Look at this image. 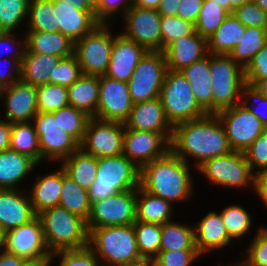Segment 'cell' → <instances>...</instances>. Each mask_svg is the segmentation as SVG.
<instances>
[{
  "mask_svg": "<svg viewBox=\"0 0 267 266\" xmlns=\"http://www.w3.org/2000/svg\"><path fill=\"white\" fill-rule=\"evenodd\" d=\"M170 146L171 151L186 163L187 156L193 157L197 167L206 160L233 151L216 114L175 125Z\"/></svg>",
  "mask_w": 267,
  "mask_h": 266,
  "instance_id": "6da1fadb",
  "label": "cell"
},
{
  "mask_svg": "<svg viewBox=\"0 0 267 266\" xmlns=\"http://www.w3.org/2000/svg\"><path fill=\"white\" fill-rule=\"evenodd\" d=\"M189 165L171 150L140 169V186L166 201L187 200L192 194Z\"/></svg>",
  "mask_w": 267,
  "mask_h": 266,
  "instance_id": "7a4b0ae2",
  "label": "cell"
},
{
  "mask_svg": "<svg viewBox=\"0 0 267 266\" xmlns=\"http://www.w3.org/2000/svg\"><path fill=\"white\" fill-rule=\"evenodd\" d=\"M50 253L79 250L88 246L86 221L61 206L37 214Z\"/></svg>",
  "mask_w": 267,
  "mask_h": 266,
  "instance_id": "3957f363",
  "label": "cell"
},
{
  "mask_svg": "<svg viewBox=\"0 0 267 266\" xmlns=\"http://www.w3.org/2000/svg\"><path fill=\"white\" fill-rule=\"evenodd\" d=\"M88 247L111 266H123L141 260L133 224L93 228ZM108 261V262H107Z\"/></svg>",
  "mask_w": 267,
  "mask_h": 266,
  "instance_id": "277c9868",
  "label": "cell"
},
{
  "mask_svg": "<svg viewBox=\"0 0 267 266\" xmlns=\"http://www.w3.org/2000/svg\"><path fill=\"white\" fill-rule=\"evenodd\" d=\"M140 186V168L123 154L97 158V174L88 189L90 203L112 194L137 189Z\"/></svg>",
  "mask_w": 267,
  "mask_h": 266,
  "instance_id": "5b68a950",
  "label": "cell"
},
{
  "mask_svg": "<svg viewBox=\"0 0 267 266\" xmlns=\"http://www.w3.org/2000/svg\"><path fill=\"white\" fill-rule=\"evenodd\" d=\"M159 98L173 127L208 114L198 104L189 82L181 71H166Z\"/></svg>",
  "mask_w": 267,
  "mask_h": 266,
  "instance_id": "8992f818",
  "label": "cell"
},
{
  "mask_svg": "<svg viewBox=\"0 0 267 266\" xmlns=\"http://www.w3.org/2000/svg\"><path fill=\"white\" fill-rule=\"evenodd\" d=\"M213 114L239 104L246 84L244 68L229 55L210 53ZM237 99V100H236Z\"/></svg>",
  "mask_w": 267,
  "mask_h": 266,
  "instance_id": "52a82bcc",
  "label": "cell"
},
{
  "mask_svg": "<svg viewBox=\"0 0 267 266\" xmlns=\"http://www.w3.org/2000/svg\"><path fill=\"white\" fill-rule=\"evenodd\" d=\"M106 25L98 24L90 33L74 42V55L83 75L102 76L108 70L115 36L112 37Z\"/></svg>",
  "mask_w": 267,
  "mask_h": 266,
  "instance_id": "ba28073f",
  "label": "cell"
},
{
  "mask_svg": "<svg viewBox=\"0 0 267 266\" xmlns=\"http://www.w3.org/2000/svg\"><path fill=\"white\" fill-rule=\"evenodd\" d=\"M166 71L163 51H148L127 82L133 104L158 98Z\"/></svg>",
  "mask_w": 267,
  "mask_h": 266,
  "instance_id": "9c48e42d",
  "label": "cell"
},
{
  "mask_svg": "<svg viewBox=\"0 0 267 266\" xmlns=\"http://www.w3.org/2000/svg\"><path fill=\"white\" fill-rule=\"evenodd\" d=\"M137 189L115 193L91 204L86 221L88 232L93 228L130 225L136 221Z\"/></svg>",
  "mask_w": 267,
  "mask_h": 266,
  "instance_id": "30bf717a",
  "label": "cell"
},
{
  "mask_svg": "<svg viewBox=\"0 0 267 266\" xmlns=\"http://www.w3.org/2000/svg\"><path fill=\"white\" fill-rule=\"evenodd\" d=\"M198 170L215 185L224 187H246L254 185L255 173H252L244 152L230 153L206 160L199 165Z\"/></svg>",
  "mask_w": 267,
  "mask_h": 266,
  "instance_id": "8fae6325",
  "label": "cell"
},
{
  "mask_svg": "<svg viewBox=\"0 0 267 266\" xmlns=\"http://www.w3.org/2000/svg\"><path fill=\"white\" fill-rule=\"evenodd\" d=\"M125 125L117 121L90 118L80 143V149L96 158L123 154Z\"/></svg>",
  "mask_w": 267,
  "mask_h": 266,
  "instance_id": "7c38bea8",
  "label": "cell"
},
{
  "mask_svg": "<svg viewBox=\"0 0 267 266\" xmlns=\"http://www.w3.org/2000/svg\"><path fill=\"white\" fill-rule=\"evenodd\" d=\"M233 151L244 152L267 128L242 102L216 113Z\"/></svg>",
  "mask_w": 267,
  "mask_h": 266,
  "instance_id": "4fadbf2b",
  "label": "cell"
},
{
  "mask_svg": "<svg viewBox=\"0 0 267 266\" xmlns=\"http://www.w3.org/2000/svg\"><path fill=\"white\" fill-rule=\"evenodd\" d=\"M33 119L41 161L46 158L62 161L80 149V144L71 135L58 128L55 112H38Z\"/></svg>",
  "mask_w": 267,
  "mask_h": 266,
  "instance_id": "5bb4252c",
  "label": "cell"
},
{
  "mask_svg": "<svg viewBox=\"0 0 267 266\" xmlns=\"http://www.w3.org/2000/svg\"><path fill=\"white\" fill-rule=\"evenodd\" d=\"M173 133H155L125 128L123 155L138 168L165 156L170 150Z\"/></svg>",
  "mask_w": 267,
  "mask_h": 266,
  "instance_id": "9a60e30c",
  "label": "cell"
},
{
  "mask_svg": "<svg viewBox=\"0 0 267 266\" xmlns=\"http://www.w3.org/2000/svg\"><path fill=\"white\" fill-rule=\"evenodd\" d=\"M126 31L122 34L148 51H162L161 15L157 9L131 6L124 14Z\"/></svg>",
  "mask_w": 267,
  "mask_h": 266,
  "instance_id": "2e32d148",
  "label": "cell"
},
{
  "mask_svg": "<svg viewBox=\"0 0 267 266\" xmlns=\"http://www.w3.org/2000/svg\"><path fill=\"white\" fill-rule=\"evenodd\" d=\"M133 107L128 84L106 75L100 76L99 102L94 118L124 123Z\"/></svg>",
  "mask_w": 267,
  "mask_h": 266,
  "instance_id": "e0dca14e",
  "label": "cell"
},
{
  "mask_svg": "<svg viewBox=\"0 0 267 266\" xmlns=\"http://www.w3.org/2000/svg\"><path fill=\"white\" fill-rule=\"evenodd\" d=\"M3 249L24 259L50 258L51 256L38 216L6 232Z\"/></svg>",
  "mask_w": 267,
  "mask_h": 266,
  "instance_id": "ac0fdd59",
  "label": "cell"
},
{
  "mask_svg": "<svg viewBox=\"0 0 267 266\" xmlns=\"http://www.w3.org/2000/svg\"><path fill=\"white\" fill-rule=\"evenodd\" d=\"M5 96L6 121L9 123L31 122L38 113L37 87L19 80L0 92Z\"/></svg>",
  "mask_w": 267,
  "mask_h": 266,
  "instance_id": "d6986e66",
  "label": "cell"
},
{
  "mask_svg": "<svg viewBox=\"0 0 267 266\" xmlns=\"http://www.w3.org/2000/svg\"><path fill=\"white\" fill-rule=\"evenodd\" d=\"M147 52L145 47L126 38L122 33L115 36L109 67L105 75L127 83L136 65Z\"/></svg>",
  "mask_w": 267,
  "mask_h": 266,
  "instance_id": "ffe728a7",
  "label": "cell"
},
{
  "mask_svg": "<svg viewBox=\"0 0 267 266\" xmlns=\"http://www.w3.org/2000/svg\"><path fill=\"white\" fill-rule=\"evenodd\" d=\"M163 53L167 70L181 71L209 54L207 39L195 31L172 42Z\"/></svg>",
  "mask_w": 267,
  "mask_h": 266,
  "instance_id": "44dd1931",
  "label": "cell"
},
{
  "mask_svg": "<svg viewBox=\"0 0 267 266\" xmlns=\"http://www.w3.org/2000/svg\"><path fill=\"white\" fill-rule=\"evenodd\" d=\"M36 216L28 195L21 194L18 189H0V227L5 233Z\"/></svg>",
  "mask_w": 267,
  "mask_h": 266,
  "instance_id": "7402d4cb",
  "label": "cell"
},
{
  "mask_svg": "<svg viewBox=\"0 0 267 266\" xmlns=\"http://www.w3.org/2000/svg\"><path fill=\"white\" fill-rule=\"evenodd\" d=\"M125 128L155 133H173V126L166 117L160 98L133 104Z\"/></svg>",
  "mask_w": 267,
  "mask_h": 266,
  "instance_id": "603a6c76",
  "label": "cell"
},
{
  "mask_svg": "<svg viewBox=\"0 0 267 266\" xmlns=\"http://www.w3.org/2000/svg\"><path fill=\"white\" fill-rule=\"evenodd\" d=\"M57 10V26L59 32L69 37L73 42L90 33L98 24L95 11H83L73 3L53 1Z\"/></svg>",
  "mask_w": 267,
  "mask_h": 266,
  "instance_id": "cb8c5ba5",
  "label": "cell"
},
{
  "mask_svg": "<svg viewBox=\"0 0 267 266\" xmlns=\"http://www.w3.org/2000/svg\"><path fill=\"white\" fill-rule=\"evenodd\" d=\"M195 245L199 255L213 249L223 248L232 241L222 221L221 214L209 212L194 227Z\"/></svg>",
  "mask_w": 267,
  "mask_h": 266,
  "instance_id": "d4e9b609",
  "label": "cell"
},
{
  "mask_svg": "<svg viewBox=\"0 0 267 266\" xmlns=\"http://www.w3.org/2000/svg\"><path fill=\"white\" fill-rule=\"evenodd\" d=\"M181 72L189 82L198 104L208 114H213L210 53L203 59L185 67Z\"/></svg>",
  "mask_w": 267,
  "mask_h": 266,
  "instance_id": "484cf974",
  "label": "cell"
},
{
  "mask_svg": "<svg viewBox=\"0 0 267 266\" xmlns=\"http://www.w3.org/2000/svg\"><path fill=\"white\" fill-rule=\"evenodd\" d=\"M25 52L56 55L61 58L74 54V42L60 32L28 31Z\"/></svg>",
  "mask_w": 267,
  "mask_h": 266,
  "instance_id": "4316f807",
  "label": "cell"
},
{
  "mask_svg": "<svg viewBox=\"0 0 267 266\" xmlns=\"http://www.w3.org/2000/svg\"><path fill=\"white\" fill-rule=\"evenodd\" d=\"M100 76L82 75L67 87L69 105L91 118L96 116L99 102Z\"/></svg>",
  "mask_w": 267,
  "mask_h": 266,
  "instance_id": "83f0119b",
  "label": "cell"
},
{
  "mask_svg": "<svg viewBox=\"0 0 267 266\" xmlns=\"http://www.w3.org/2000/svg\"><path fill=\"white\" fill-rule=\"evenodd\" d=\"M38 163L31 157L7 149L0 152V189L15 187ZM16 185V186H15Z\"/></svg>",
  "mask_w": 267,
  "mask_h": 266,
  "instance_id": "f1b7e54d",
  "label": "cell"
},
{
  "mask_svg": "<svg viewBox=\"0 0 267 266\" xmlns=\"http://www.w3.org/2000/svg\"><path fill=\"white\" fill-rule=\"evenodd\" d=\"M60 59L56 55L25 52L20 63V80L35 87L49 83L51 70Z\"/></svg>",
  "mask_w": 267,
  "mask_h": 266,
  "instance_id": "f546056e",
  "label": "cell"
},
{
  "mask_svg": "<svg viewBox=\"0 0 267 266\" xmlns=\"http://www.w3.org/2000/svg\"><path fill=\"white\" fill-rule=\"evenodd\" d=\"M30 193V200L36 214L45 209L59 206L62 187V167L57 172L38 176Z\"/></svg>",
  "mask_w": 267,
  "mask_h": 266,
  "instance_id": "4dcf8cb0",
  "label": "cell"
},
{
  "mask_svg": "<svg viewBox=\"0 0 267 266\" xmlns=\"http://www.w3.org/2000/svg\"><path fill=\"white\" fill-rule=\"evenodd\" d=\"M246 27L229 13L218 29L207 39L208 53L228 55L240 43Z\"/></svg>",
  "mask_w": 267,
  "mask_h": 266,
  "instance_id": "1f68e13d",
  "label": "cell"
},
{
  "mask_svg": "<svg viewBox=\"0 0 267 266\" xmlns=\"http://www.w3.org/2000/svg\"><path fill=\"white\" fill-rule=\"evenodd\" d=\"M172 206L173 205L165 199L146 192L141 186L137 188V221L162 225L171 221Z\"/></svg>",
  "mask_w": 267,
  "mask_h": 266,
  "instance_id": "d6a6232c",
  "label": "cell"
},
{
  "mask_svg": "<svg viewBox=\"0 0 267 266\" xmlns=\"http://www.w3.org/2000/svg\"><path fill=\"white\" fill-rule=\"evenodd\" d=\"M59 206L87 221L91 203L88 190L76 183L62 167V187Z\"/></svg>",
  "mask_w": 267,
  "mask_h": 266,
  "instance_id": "836d02e7",
  "label": "cell"
},
{
  "mask_svg": "<svg viewBox=\"0 0 267 266\" xmlns=\"http://www.w3.org/2000/svg\"><path fill=\"white\" fill-rule=\"evenodd\" d=\"M62 167L76 183L88 190L97 174V158L81 149L63 160Z\"/></svg>",
  "mask_w": 267,
  "mask_h": 266,
  "instance_id": "e575fe53",
  "label": "cell"
},
{
  "mask_svg": "<svg viewBox=\"0 0 267 266\" xmlns=\"http://www.w3.org/2000/svg\"><path fill=\"white\" fill-rule=\"evenodd\" d=\"M9 149L25 154L41 163L39 139L35 125L30 122L12 123Z\"/></svg>",
  "mask_w": 267,
  "mask_h": 266,
  "instance_id": "d590c367",
  "label": "cell"
},
{
  "mask_svg": "<svg viewBox=\"0 0 267 266\" xmlns=\"http://www.w3.org/2000/svg\"><path fill=\"white\" fill-rule=\"evenodd\" d=\"M266 40L267 30L265 28L246 27L244 34L240 38V43L228 55L245 68L253 56L263 49Z\"/></svg>",
  "mask_w": 267,
  "mask_h": 266,
  "instance_id": "8d00e7d4",
  "label": "cell"
},
{
  "mask_svg": "<svg viewBox=\"0 0 267 266\" xmlns=\"http://www.w3.org/2000/svg\"><path fill=\"white\" fill-rule=\"evenodd\" d=\"M197 250L194 228L168 221L161 225L160 251Z\"/></svg>",
  "mask_w": 267,
  "mask_h": 266,
  "instance_id": "74e56055",
  "label": "cell"
},
{
  "mask_svg": "<svg viewBox=\"0 0 267 266\" xmlns=\"http://www.w3.org/2000/svg\"><path fill=\"white\" fill-rule=\"evenodd\" d=\"M28 18V31L59 32L57 10L52 0H30Z\"/></svg>",
  "mask_w": 267,
  "mask_h": 266,
  "instance_id": "f35d334b",
  "label": "cell"
},
{
  "mask_svg": "<svg viewBox=\"0 0 267 266\" xmlns=\"http://www.w3.org/2000/svg\"><path fill=\"white\" fill-rule=\"evenodd\" d=\"M133 227L141 258L154 259L160 252L161 224L136 220Z\"/></svg>",
  "mask_w": 267,
  "mask_h": 266,
  "instance_id": "ab89813d",
  "label": "cell"
},
{
  "mask_svg": "<svg viewBox=\"0 0 267 266\" xmlns=\"http://www.w3.org/2000/svg\"><path fill=\"white\" fill-rule=\"evenodd\" d=\"M54 112L57 114L58 128L71 135L80 144L91 117L70 105Z\"/></svg>",
  "mask_w": 267,
  "mask_h": 266,
  "instance_id": "60d3db41",
  "label": "cell"
},
{
  "mask_svg": "<svg viewBox=\"0 0 267 266\" xmlns=\"http://www.w3.org/2000/svg\"><path fill=\"white\" fill-rule=\"evenodd\" d=\"M229 13L213 0H203L194 29L202 37L208 39L222 24Z\"/></svg>",
  "mask_w": 267,
  "mask_h": 266,
  "instance_id": "b9f144b4",
  "label": "cell"
},
{
  "mask_svg": "<svg viewBox=\"0 0 267 266\" xmlns=\"http://www.w3.org/2000/svg\"><path fill=\"white\" fill-rule=\"evenodd\" d=\"M68 105L67 87L50 83L37 87L38 112H54Z\"/></svg>",
  "mask_w": 267,
  "mask_h": 266,
  "instance_id": "7bdbcfd3",
  "label": "cell"
},
{
  "mask_svg": "<svg viewBox=\"0 0 267 266\" xmlns=\"http://www.w3.org/2000/svg\"><path fill=\"white\" fill-rule=\"evenodd\" d=\"M30 0H0V31L13 32L28 15Z\"/></svg>",
  "mask_w": 267,
  "mask_h": 266,
  "instance_id": "ee69618b",
  "label": "cell"
},
{
  "mask_svg": "<svg viewBox=\"0 0 267 266\" xmlns=\"http://www.w3.org/2000/svg\"><path fill=\"white\" fill-rule=\"evenodd\" d=\"M230 239L242 237L251 226V217L240 205L228 206L220 213Z\"/></svg>",
  "mask_w": 267,
  "mask_h": 266,
  "instance_id": "f6af8a7d",
  "label": "cell"
},
{
  "mask_svg": "<svg viewBox=\"0 0 267 266\" xmlns=\"http://www.w3.org/2000/svg\"><path fill=\"white\" fill-rule=\"evenodd\" d=\"M162 51L175 40L195 32L194 24L177 16H161Z\"/></svg>",
  "mask_w": 267,
  "mask_h": 266,
  "instance_id": "bcb514c9",
  "label": "cell"
},
{
  "mask_svg": "<svg viewBox=\"0 0 267 266\" xmlns=\"http://www.w3.org/2000/svg\"><path fill=\"white\" fill-rule=\"evenodd\" d=\"M82 75L83 72L80 68V64L73 54L60 59L56 67L51 70L49 83L69 87Z\"/></svg>",
  "mask_w": 267,
  "mask_h": 266,
  "instance_id": "7dc6e473",
  "label": "cell"
},
{
  "mask_svg": "<svg viewBox=\"0 0 267 266\" xmlns=\"http://www.w3.org/2000/svg\"><path fill=\"white\" fill-rule=\"evenodd\" d=\"M55 256H60V266H100L97 255L88 246L79 250H63L52 253L50 262Z\"/></svg>",
  "mask_w": 267,
  "mask_h": 266,
  "instance_id": "c3c4849f",
  "label": "cell"
},
{
  "mask_svg": "<svg viewBox=\"0 0 267 266\" xmlns=\"http://www.w3.org/2000/svg\"><path fill=\"white\" fill-rule=\"evenodd\" d=\"M245 27H259L267 30V12L254 1L238 7L232 13Z\"/></svg>",
  "mask_w": 267,
  "mask_h": 266,
  "instance_id": "681fc988",
  "label": "cell"
},
{
  "mask_svg": "<svg viewBox=\"0 0 267 266\" xmlns=\"http://www.w3.org/2000/svg\"><path fill=\"white\" fill-rule=\"evenodd\" d=\"M247 162L253 171L267 168V129L261 133L244 151Z\"/></svg>",
  "mask_w": 267,
  "mask_h": 266,
  "instance_id": "f907efd6",
  "label": "cell"
},
{
  "mask_svg": "<svg viewBox=\"0 0 267 266\" xmlns=\"http://www.w3.org/2000/svg\"><path fill=\"white\" fill-rule=\"evenodd\" d=\"M255 236L244 262L249 266H267V228L261 227Z\"/></svg>",
  "mask_w": 267,
  "mask_h": 266,
  "instance_id": "816d5d0a",
  "label": "cell"
},
{
  "mask_svg": "<svg viewBox=\"0 0 267 266\" xmlns=\"http://www.w3.org/2000/svg\"><path fill=\"white\" fill-rule=\"evenodd\" d=\"M246 83L255 86L261 79L267 78V40L261 49L244 68Z\"/></svg>",
  "mask_w": 267,
  "mask_h": 266,
  "instance_id": "f5cc1de1",
  "label": "cell"
},
{
  "mask_svg": "<svg viewBox=\"0 0 267 266\" xmlns=\"http://www.w3.org/2000/svg\"><path fill=\"white\" fill-rule=\"evenodd\" d=\"M199 256L197 250L160 251L154 260L157 266H190Z\"/></svg>",
  "mask_w": 267,
  "mask_h": 266,
  "instance_id": "db71d44e",
  "label": "cell"
},
{
  "mask_svg": "<svg viewBox=\"0 0 267 266\" xmlns=\"http://www.w3.org/2000/svg\"><path fill=\"white\" fill-rule=\"evenodd\" d=\"M133 0H99L97 4V21L99 23H105L110 18L109 16H113L114 13H116L120 7L121 11L123 10L125 12L132 6ZM120 4H124L123 6H120Z\"/></svg>",
  "mask_w": 267,
  "mask_h": 266,
  "instance_id": "11a10c76",
  "label": "cell"
},
{
  "mask_svg": "<svg viewBox=\"0 0 267 266\" xmlns=\"http://www.w3.org/2000/svg\"><path fill=\"white\" fill-rule=\"evenodd\" d=\"M242 96L244 97V99H246V98L247 99L245 101L244 100L242 101V99H243V97H242L241 102L243 104H245V106L247 108H249L251 113L254 114L261 121V123L267 128V117L264 115V111L259 112V111L255 110L253 107H250L248 105V102H249L248 100H250V99L256 100L257 99L261 102V105L264 107V105L265 106L267 105V97H264L260 93V91L258 89H256V87L251 86L247 83L242 88Z\"/></svg>",
  "mask_w": 267,
  "mask_h": 266,
  "instance_id": "9f6ffc18",
  "label": "cell"
},
{
  "mask_svg": "<svg viewBox=\"0 0 267 266\" xmlns=\"http://www.w3.org/2000/svg\"><path fill=\"white\" fill-rule=\"evenodd\" d=\"M202 5L203 0H181L177 11V17L195 24Z\"/></svg>",
  "mask_w": 267,
  "mask_h": 266,
  "instance_id": "6f0895ef",
  "label": "cell"
},
{
  "mask_svg": "<svg viewBox=\"0 0 267 266\" xmlns=\"http://www.w3.org/2000/svg\"><path fill=\"white\" fill-rule=\"evenodd\" d=\"M8 61H6L9 65L11 64ZM12 65L9 67L7 73H5L6 70L2 71V67L0 65V87L2 89L10 87L13 83L20 80V61L19 60H11ZM8 65V66H9ZM15 72V73H14Z\"/></svg>",
  "mask_w": 267,
  "mask_h": 266,
  "instance_id": "680465c9",
  "label": "cell"
},
{
  "mask_svg": "<svg viewBox=\"0 0 267 266\" xmlns=\"http://www.w3.org/2000/svg\"><path fill=\"white\" fill-rule=\"evenodd\" d=\"M11 35H14L13 32H5V31H0V53L2 52V50L4 49L3 47L5 45H9V43L12 45L11 47L14 46V38L12 39V36ZM23 46H18L17 48L15 47V49H13V52L10 53V58L12 60H19L21 62L22 58L24 57V53H25V50H26V42H24V44H22ZM10 46V45H9ZM8 46V47H9ZM11 49V48H10ZM9 50V49H8ZM11 52V51H10ZM1 56H0V61H1Z\"/></svg>",
  "mask_w": 267,
  "mask_h": 266,
  "instance_id": "91938a15",
  "label": "cell"
},
{
  "mask_svg": "<svg viewBox=\"0 0 267 266\" xmlns=\"http://www.w3.org/2000/svg\"><path fill=\"white\" fill-rule=\"evenodd\" d=\"M253 172L255 173L253 188L267 206V168Z\"/></svg>",
  "mask_w": 267,
  "mask_h": 266,
  "instance_id": "94428289",
  "label": "cell"
},
{
  "mask_svg": "<svg viewBox=\"0 0 267 266\" xmlns=\"http://www.w3.org/2000/svg\"><path fill=\"white\" fill-rule=\"evenodd\" d=\"M181 0H162L157 8L161 16H177Z\"/></svg>",
  "mask_w": 267,
  "mask_h": 266,
  "instance_id": "6125c7cd",
  "label": "cell"
},
{
  "mask_svg": "<svg viewBox=\"0 0 267 266\" xmlns=\"http://www.w3.org/2000/svg\"><path fill=\"white\" fill-rule=\"evenodd\" d=\"M11 139V123L0 120V152L9 149Z\"/></svg>",
  "mask_w": 267,
  "mask_h": 266,
  "instance_id": "be15d7a7",
  "label": "cell"
},
{
  "mask_svg": "<svg viewBox=\"0 0 267 266\" xmlns=\"http://www.w3.org/2000/svg\"><path fill=\"white\" fill-rule=\"evenodd\" d=\"M52 1L73 3L76 6V8L81 9L83 11H95V16L97 20V4L99 0H52Z\"/></svg>",
  "mask_w": 267,
  "mask_h": 266,
  "instance_id": "e7e4bbea",
  "label": "cell"
},
{
  "mask_svg": "<svg viewBox=\"0 0 267 266\" xmlns=\"http://www.w3.org/2000/svg\"><path fill=\"white\" fill-rule=\"evenodd\" d=\"M0 253V266H19L24 258L7 252L5 249Z\"/></svg>",
  "mask_w": 267,
  "mask_h": 266,
  "instance_id": "03108f58",
  "label": "cell"
},
{
  "mask_svg": "<svg viewBox=\"0 0 267 266\" xmlns=\"http://www.w3.org/2000/svg\"><path fill=\"white\" fill-rule=\"evenodd\" d=\"M50 258L24 259L19 266H50Z\"/></svg>",
  "mask_w": 267,
  "mask_h": 266,
  "instance_id": "003e7915",
  "label": "cell"
},
{
  "mask_svg": "<svg viewBox=\"0 0 267 266\" xmlns=\"http://www.w3.org/2000/svg\"><path fill=\"white\" fill-rule=\"evenodd\" d=\"M162 0H133V6L157 9Z\"/></svg>",
  "mask_w": 267,
  "mask_h": 266,
  "instance_id": "a7ac6f4b",
  "label": "cell"
},
{
  "mask_svg": "<svg viewBox=\"0 0 267 266\" xmlns=\"http://www.w3.org/2000/svg\"><path fill=\"white\" fill-rule=\"evenodd\" d=\"M128 266H157V264L154 259L142 258L139 261L129 263Z\"/></svg>",
  "mask_w": 267,
  "mask_h": 266,
  "instance_id": "89a4df30",
  "label": "cell"
},
{
  "mask_svg": "<svg viewBox=\"0 0 267 266\" xmlns=\"http://www.w3.org/2000/svg\"><path fill=\"white\" fill-rule=\"evenodd\" d=\"M254 87H256L264 97H267V78L261 79Z\"/></svg>",
  "mask_w": 267,
  "mask_h": 266,
  "instance_id": "2644e50d",
  "label": "cell"
},
{
  "mask_svg": "<svg viewBox=\"0 0 267 266\" xmlns=\"http://www.w3.org/2000/svg\"><path fill=\"white\" fill-rule=\"evenodd\" d=\"M231 1V13L238 7H241L244 4L250 3L253 0H230Z\"/></svg>",
  "mask_w": 267,
  "mask_h": 266,
  "instance_id": "8c879c8a",
  "label": "cell"
},
{
  "mask_svg": "<svg viewBox=\"0 0 267 266\" xmlns=\"http://www.w3.org/2000/svg\"><path fill=\"white\" fill-rule=\"evenodd\" d=\"M221 7H223L228 13H231V1L230 0H213Z\"/></svg>",
  "mask_w": 267,
  "mask_h": 266,
  "instance_id": "753ad0ef",
  "label": "cell"
},
{
  "mask_svg": "<svg viewBox=\"0 0 267 266\" xmlns=\"http://www.w3.org/2000/svg\"><path fill=\"white\" fill-rule=\"evenodd\" d=\"M263 11L267 12V0H253Z\"/></svg>",
  "mask_w": 267,
  "mask_h": 266,
  "instance_id": "34e18365",
  "label": "cell"
},
{
  "mask_svg": "<svg viewBox=\"0 0 267 266\" xmlns=\"http://www.w3.org/2000/svg\"><path fill=\"white\" fill-rule=\"evenodd\" d=\"M5 246V232L0 227V248H3Z\"/></svg>",
  "mask_w": 267,
  "mask_h": 266,
  "instance_id": "11e5206c",
  "label": "cell"
},
{
  "mask_svg": "<svg viewBox=\"0 0 267 266\" xmlns=\"http://www.w3.org/2000/svg\"><path fill=\"white\" fill-rule=\"evenodd\" d=\"M235 266H249L248 264H246L244 261L242 263H238L237 265Z\"/></svg>",
  "mask_w": 267,
  "mask_h": 266,
  "instance_id": "2a66077c",
  "label": "cell"
}]
</instances>
